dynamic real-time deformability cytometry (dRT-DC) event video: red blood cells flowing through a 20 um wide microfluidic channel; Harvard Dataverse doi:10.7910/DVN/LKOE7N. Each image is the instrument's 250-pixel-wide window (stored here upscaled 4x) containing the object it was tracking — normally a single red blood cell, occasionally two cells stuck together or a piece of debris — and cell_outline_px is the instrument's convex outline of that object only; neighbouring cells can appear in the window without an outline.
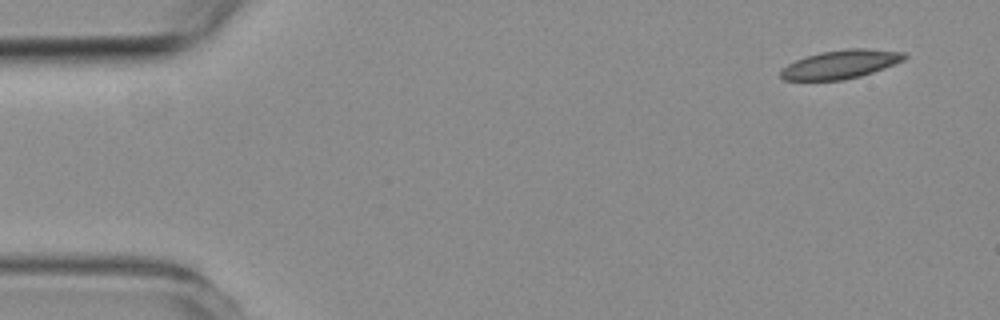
{"species": "common noctule bat (a hibernating species)", "species_latin": "Nyctalus noctula", "temperature_condition": "room temperature", "stored_images_in_passage": 7, "camera_frame_rate_fps": 3000, "um_per_image_px": 0.085, "animal": {"sex": "female", "body_mass_g": 19.3, "forearm_length_mm": 54.1}, "frame": {"image": 1, "passage_image": 1, "time_ms": 0.0, "image_size_px": [1000, 320], "cell_outline_px": [[908, 56], [904, 60], [884, 68], [860, 76], [844, 80], [784, 80], [780, 76], [780, 72], [788, 64], [796, 60], [820, 52], [848, 48], [864, 48], [904, 52]], "centroid_in_image_um": [71.47, 5.46], "position_along_channel_um": 13.5, "area_um2": 20.46}}
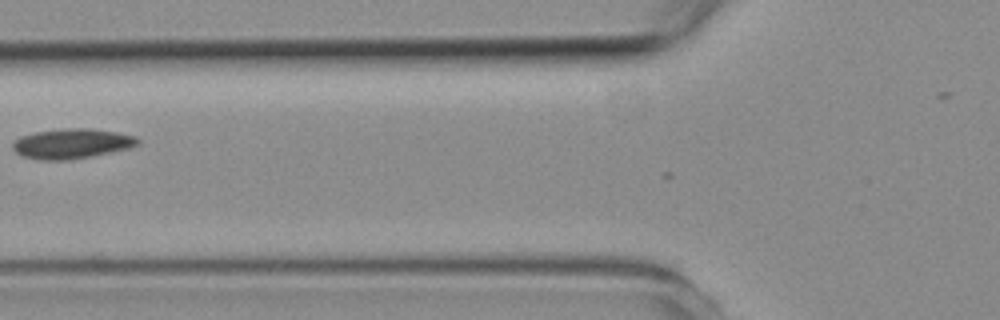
{"frame": {"image": 2, "passage_image": 5, "time_ms": 5.667, "image_size_px": [1000, 320], "cell_outline_px": [[140, 144], [128, 148], [112, 152], [92, 156], [68, 160], [36, 160], [20, 156], [12, 148], [12, 144], [20, 136], [36, 132], [68, 128], [88, 128], [116, 132], [136, 136], [140, 140]], "centroid_in_image_um": [6.1, 12.22], "position_along_channel_um": 119.7, "area_um2": 21.91}}
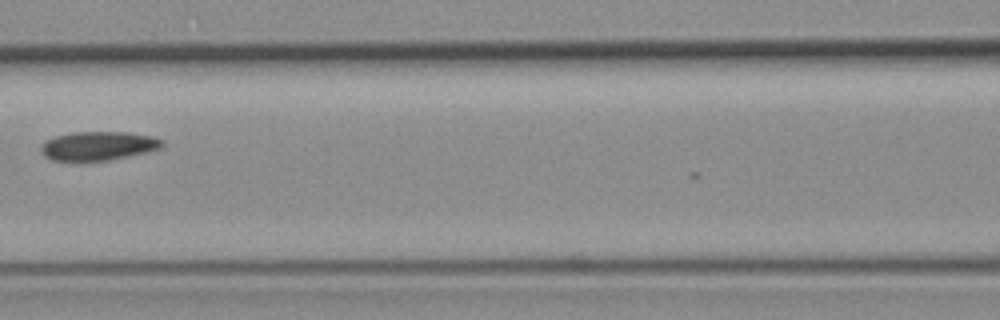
{"frame": {"image": 3, "passage_image": 6, "time_ms": 6.667, "image_size_px": [1000, 320], "cell_outline_px": [[164, 144], [160, 148], [148, 152], [112, 160], [52, 160], [44, 156], [40, 152], [40, 148], [44, 140], [56, 136], [72, 132], [128, 132], [152, 136], [164, 140]], "centroid_in_image_um": [8.36, 12.39], "position_along_channel_um": 158.2, "area_um2": 20.52}}